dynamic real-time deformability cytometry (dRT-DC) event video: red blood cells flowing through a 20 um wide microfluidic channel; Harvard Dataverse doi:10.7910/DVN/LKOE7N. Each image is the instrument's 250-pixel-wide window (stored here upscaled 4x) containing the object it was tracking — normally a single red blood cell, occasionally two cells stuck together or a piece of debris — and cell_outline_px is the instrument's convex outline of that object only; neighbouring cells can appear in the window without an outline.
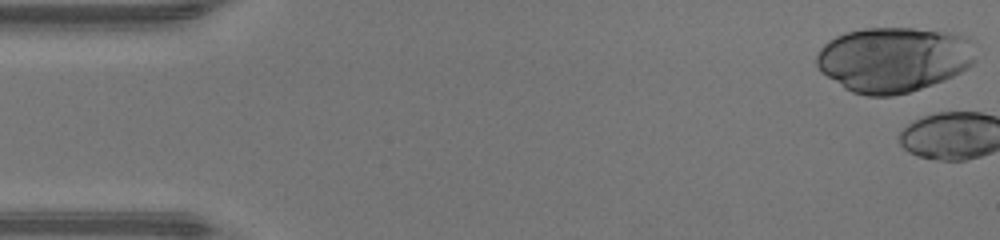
{"species": "human", "species_latin": "Homo sapiens", "temperature_condition": "warm", "stored_images_in_passage": 3, "camera_frame_rate_fps": 3000, "um_per_image_px": 0.085, "donor": {"sex": "male"}, "frame": {"image": 1, "passage_image": 1, "time_ms": 0.0, "image_size_px": [1000, 240], "cell_outline_px": [[976, 60], [968, 68], [944, 80], [908, 92], [892, 96], [868, 96], [852, 92], [844, 88], [820, 72], [816, 64], [816, 56], [820, 48], [828, 40], [844, 32], [864, 28], [912, 28], [948, 32], [968, 36]], "centroid_in_image_um": [75.93, 5.05], "position_along_channel_um": 9.1, "area_um2": 60.57}}